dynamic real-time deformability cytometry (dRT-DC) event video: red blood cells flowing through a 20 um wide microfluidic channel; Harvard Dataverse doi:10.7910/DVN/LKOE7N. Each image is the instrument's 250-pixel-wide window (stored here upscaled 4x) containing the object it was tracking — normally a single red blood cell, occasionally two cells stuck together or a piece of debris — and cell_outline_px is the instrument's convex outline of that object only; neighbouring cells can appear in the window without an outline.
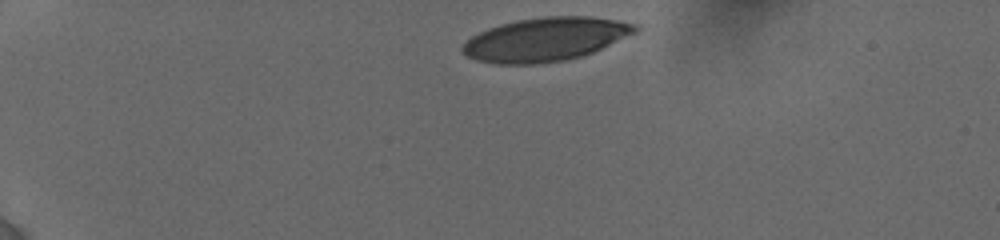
{"species": "human", "species_latin": "Homo sapiens", "temperature_condition": "cold", "stored_images_in_passage": 25, "camera_frame_rate_fps": 3000, "um_per_image_px": 0.085, "donor": {"sex": "female"}, "frame": {"image": 1, "passage_image": 1, "time_ms": 0.0, "image_size_px": [1000, 240], "cell_outline_px": [[640, 32], [592, 52], [580, 56], [564, 60], [536, 64], [492, 64], [476, 60], [460, 52], [460, 48], [472, 36], [488, 28], [500, 24], [516, 20], [544, 16], [588, 16], [616, 20], [640, 24]], "centroid_in_image_um": [46.4, 3.34], "position_along_channel_um": 38.6, "area_um2": 44.16}}
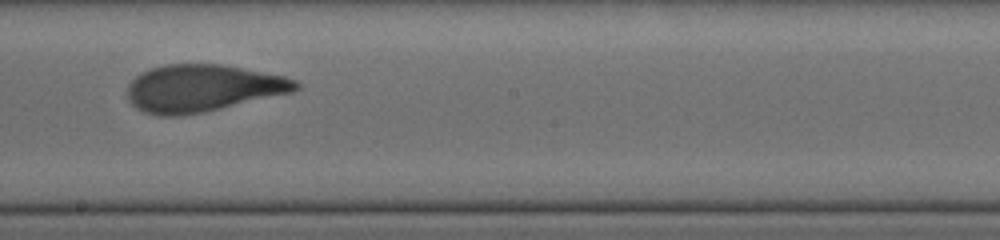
{"frame": {"image": 2, "passage_image": 15, "time_ms": 7.0, "image_size_px": [1000, 240], "cell_outline_px": [[300, 88], [292, 92], [200, 112], [180, 116], [160, 116], [144, 112], [136, 108], [128, 100], [128, 84], [140, 72], [152, 68], [168, 64], [220, 64], [284, 76], [296, 80], [300, 84]], "centroid_in_image_um": [17.18, 7.49], "position_along_channel_um": 231.0, "area_um2": 45.78}}
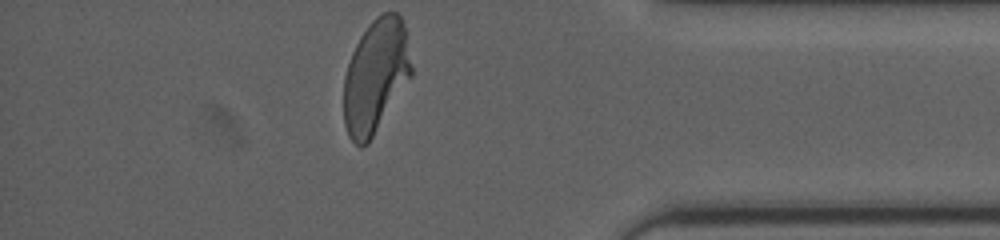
{"frame": {"image": 3, "passage_image": 25, "time_ms": 12.0, "image_size_px": [1000, 240], "cell_outline_px": [[412, 76], [368, 144], [360, 148], [348, 136], [344, 124], [344, 76], [352, 52], [360, 36], [372, 20], [376, 16], [384, 12], [396, 12], [400, 16], [404, 24], [412, 68]], "centroid_in_image_um": [31.92, 6.48], "position_along_channel_um": 403.3, "area_um2": 44.8}, "authors_computed_cell_mechanics": {"area_um2": 45.7776, "velocity_mm_per_s": 3.8303, "shape_relaxation_time_tau1_ms": 5.1877, "shape_relaxation_time_tau2_ms": 1.1166, "deformation_change_tau1": 0.2378, "deformation_change_tau2": 0.0912}}